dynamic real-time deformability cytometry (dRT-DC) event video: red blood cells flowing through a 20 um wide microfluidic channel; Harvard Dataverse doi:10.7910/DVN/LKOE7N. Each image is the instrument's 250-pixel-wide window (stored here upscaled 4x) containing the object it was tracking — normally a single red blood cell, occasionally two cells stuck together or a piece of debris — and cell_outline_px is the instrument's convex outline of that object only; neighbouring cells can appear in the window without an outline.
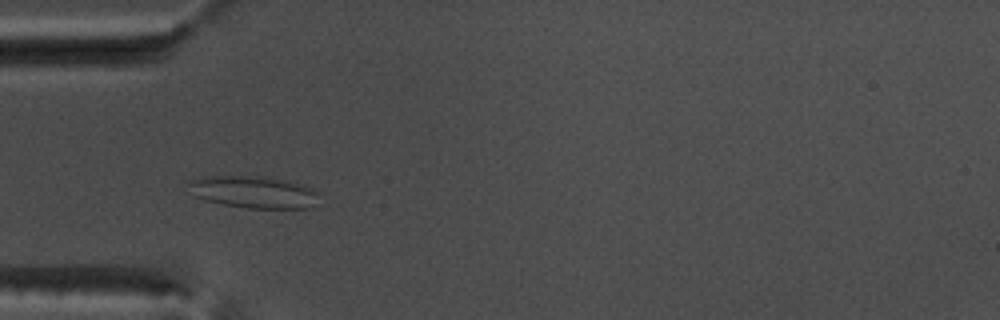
{"species": "common noctule bat (a hibernating species)", "species_latin": "Nyctalus noctula", "temperature_condition": "warm", "stored_images_in_passage": 38, "camera_frame_rate_fps": 3000, "um_per_image_px": 0.085, "animal": {"sex": "male", "body_mass_g": 17.5, "forearm_length_mm": 52.3}, "frame": {"image": 1, "passage_image": 1, "time_ms": 0.0, "image_size_px": [1000, 320], "cell_outline_px": [[316, 192], [308, 208], [244, 208], [204, 200], [192, 196], [188, 184], [188, 180], [212, 176], [260, 176], [284, 180], [300, 184], [312, 188]], "centroid_in_image_um": [21.43, 16.32], "position_along_channel_um": 63.6, "area_um2": 23.93}}
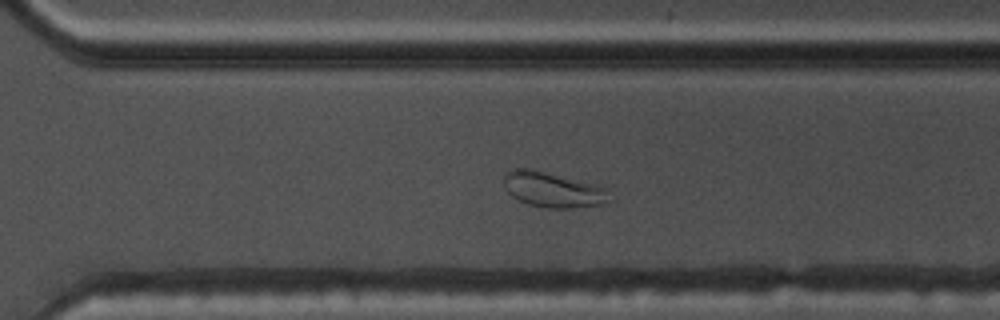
{"frame": {"image": 2, "passage_image": 22, "time_ms": 7.0, "image_size_px": [1000, 320], "cell_outline_px": [[608, 188], [604, 204], [572, 208], [548, 208], [528, 204], [512, 196], [508, 192], [504, 180], [504, 172], [516, 168], [528, 168]], "centroid_in_image_um": [46.93, 16.13], "position_along_channel_um": 323.7, "area_um2": 21.04}}
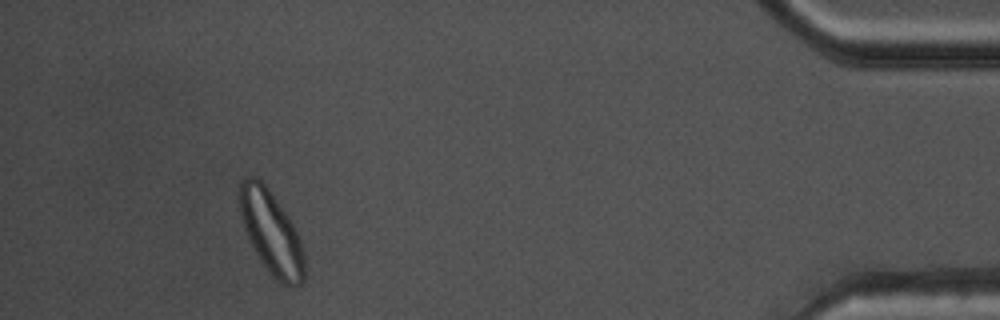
{"frame": {"image": 3, "passage_image": 34, "time_ms": 11.0, "image_size_px": [1000, 320], "cell_outline_px": [[304, 280], [300, 284], [284, 284], [272, 276], [248, 240], [240, 216], [236, 196], [236, 192], [240, 180], [248, 176], [256, 176], [268, 188], [288, 216], [296, 232], [304, 256]], "centroid_in_image_um": [22.98, 19.67], "position_along_channel_um": 412.2, "area_um2": 31.27}, "authors_computed_cell_mechanics": {"area_um2": 21.0681, "velocity_mm_per_s": 3.7432, "shape_relaxation_time_tau1_ms": null, "shape_relaxation_time_tau2_ms": 1.3173, "deformation_change_tau1": null, "deformation_change_tau2": 0.0704}}